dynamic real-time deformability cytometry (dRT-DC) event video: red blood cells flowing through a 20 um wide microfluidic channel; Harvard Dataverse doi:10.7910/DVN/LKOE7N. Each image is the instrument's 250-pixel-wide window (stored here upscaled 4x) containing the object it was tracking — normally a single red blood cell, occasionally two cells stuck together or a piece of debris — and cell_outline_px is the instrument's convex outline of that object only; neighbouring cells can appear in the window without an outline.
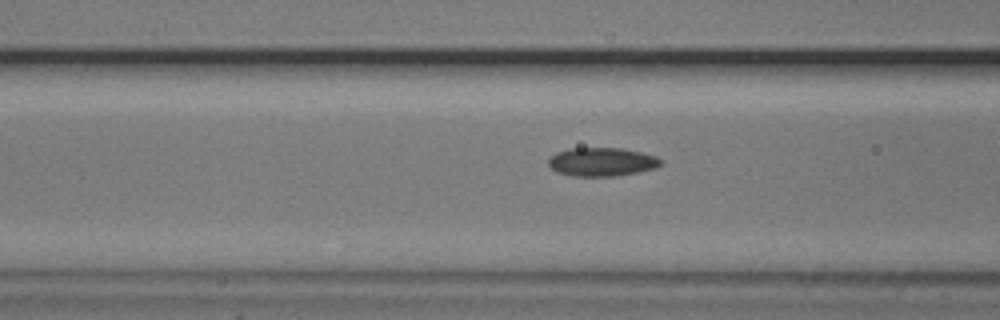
{"species": "common noctule bat (a hibernating species)", "species_latin": "Nyctalus noctula", "temperature_condition": "cold", "stored_images_in_passage": 26, "camera_frame_rate_fps": 3000, "um_per_image_px": 0.085, "animal": {"sex": "male", "body_mass_g": 20.5, "forearm_length_mm": 52.5}, "frame": {"image": 1, "passage_image": 4, "time_ms": 1.0, "image_size_px": [1000, 320], "cell_outline_px": [[660, 164], [656, 168], [616, 176], [572, 176], [556, 172], [548, 164], [548, 160], [556, 152], [568, 148], [620, 148], [640, 152], [656, 156], [660, 160]], "centroid_in_image_um": [51.11, 13.76], "position_along_channel_um": 115.5, "area_um2": 18.61}}
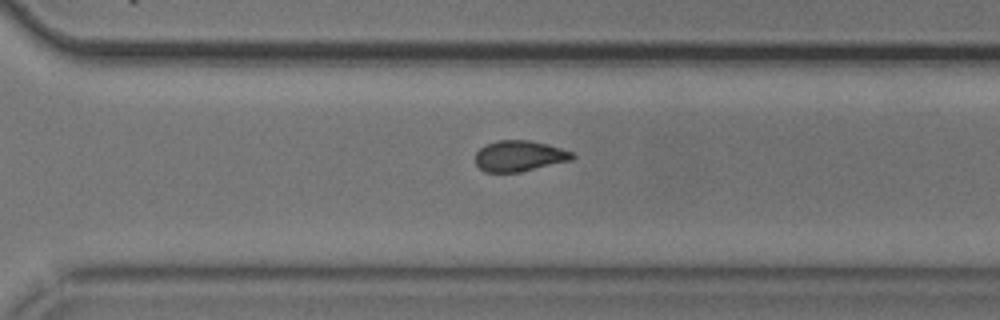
{"frame": {"image": 2, "passage_image": 21, "time_ms": 6.667, "image_size_px": [1000, 320], "cell_outline_px": [[576, 156], [572, 160], [520, 172], [484, 172], [476, 164], [476, 152], [484, 144], [500, 140], [528, 140], [548, 144], [572, 152]], "centroid_in_image_um": [44.14, 13.26], "position_along_channel_um": 326.5, "area_um2": 17.46}}
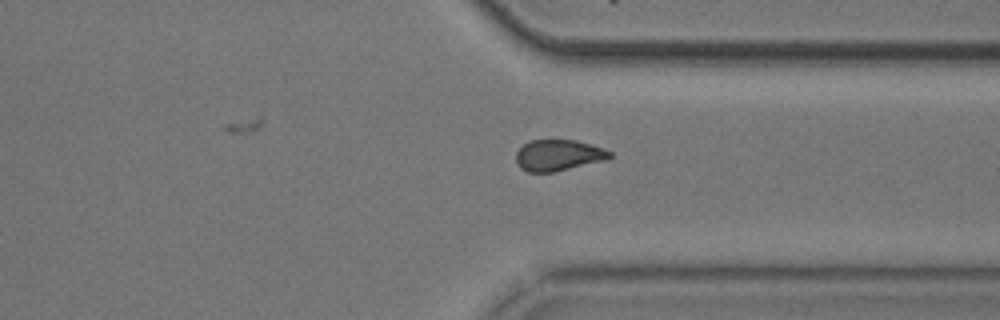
{"frame": {"image": 3, "passage_image": 24, "time_ms": 7.667, "image_size_px": [1000, 320], "cell_outline_px": [[612, 156], [608, 160], [556, 172], [528, 172], [520, 168], [516, 160], [516, 152], [528, 140], [576, 140], [604, 148], [612, 152]], "centroid_in_image_um": [47.49, 13.2], "position_along_channel_um": 363.9, "area_um2": 17.28}}